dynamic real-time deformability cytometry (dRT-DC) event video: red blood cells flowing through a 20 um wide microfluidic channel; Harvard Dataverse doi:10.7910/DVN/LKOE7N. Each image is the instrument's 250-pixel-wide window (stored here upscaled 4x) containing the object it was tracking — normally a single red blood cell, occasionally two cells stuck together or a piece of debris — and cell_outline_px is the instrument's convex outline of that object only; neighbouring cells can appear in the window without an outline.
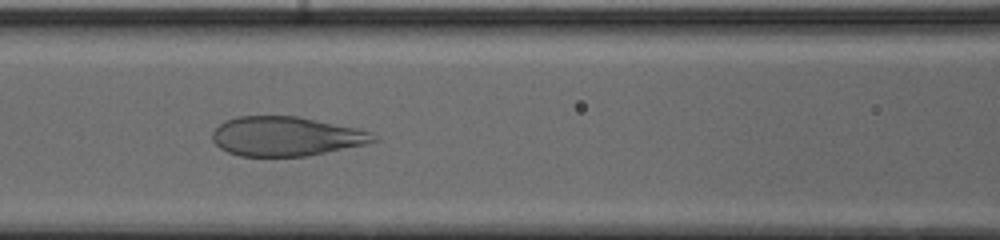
{"species": "human", "species_latin": "Homo sapiens", "temperature_condition": "cold", "stored_images_in_passage": 35, "camera_frame_rate_fps": 3000, "um_per_image_px": 0.085, "donor": {"sex": "male"}, "frame": {"image": 1, "passage_image": 7, "time_ms": 2.0, "image_size_px": [1000, 240], "cell_outline_px": [[380, 140], [364, 144], [308, 156], [240, 156], [228, 152], [220, 148], [212, 140], [212, 132], [224, 120], [236, 116], [296, 116], [356, 128], [372, 132]], "centroid_in_image_um": [24.29, 11.59], "position_along_channel_um": 142.3, "area_um2": 36.88}}
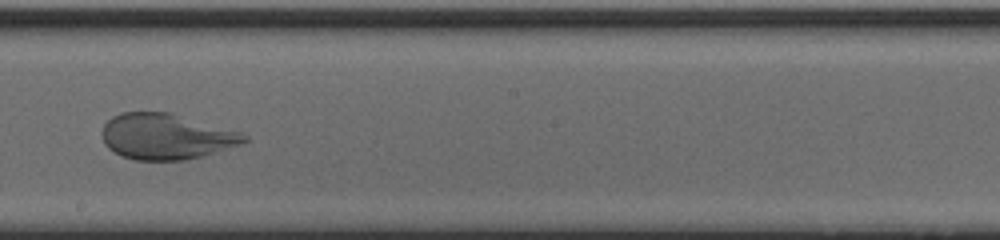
{"frame": {"image": 2, "passage_image": 14, "time_ms": 4.333, "image_size_px": [1000, 240], "cell_outline_px": [[248, 140], [240, 144], [200, 156], [184, 160], [136, 160], [120, 156], [108, 148], [104, 144], [100, 132], [104, 124], [112, 116], [120, 112], [172, 112], [240, 132], [248, 136]], "centroid_in_image_um": [14.06, 11.59], "position_along_channel_um": 234.1, "area_um2": 37.97}}
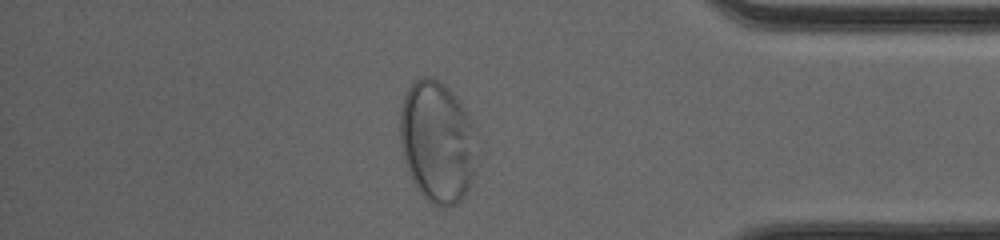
{"frame": {"image": 3, "passage_image": 28, "time_ms": 9.0, "image_size_px": [1000, 240], "cell_outline_px": [[476, 132], [472, 180], [464, 196], [456, 204], [444, 208], [432, 204], [416, 188], [408, 172], [400, 148], [400, 108], [404, 96], [408, 88], [420, 76], [432, 76], [444, 84], [460, 100], [476, 128]], "centroid_in_image_um": [37.15, 12.03], "position_along_channel_um": 398.1, "area_um2": 54.91}, "authors_computed_cell_mechanics": {"area_um2": 44.9684, "velocity_mm_per_s": 3.9485, "shape_relaxation_time_tau1_ms": 4.6777, "shape_relaxation_time_tau2_ms": null, "deformation_change_tau1": 0.2014, "deformation_change_tau2": null}}